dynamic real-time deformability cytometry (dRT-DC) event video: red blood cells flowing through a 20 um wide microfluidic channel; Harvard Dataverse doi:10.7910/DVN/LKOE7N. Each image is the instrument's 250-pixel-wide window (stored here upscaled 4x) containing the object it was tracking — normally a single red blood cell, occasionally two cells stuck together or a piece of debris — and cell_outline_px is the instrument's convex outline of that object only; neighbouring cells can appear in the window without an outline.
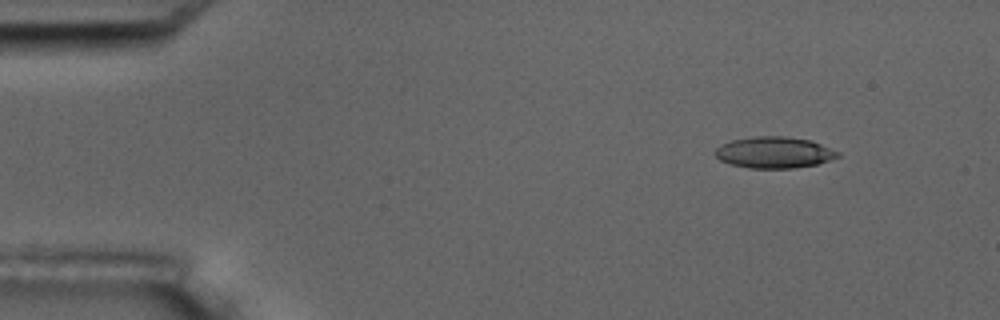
{"species": "common noctule bat (a hibernating species)", "species_latin": "Nyctalus noctula", "temperature_condition": "room temperature", "stored_images_in_passage": 6, "camera_frame_rate_fps": 3000, "um_per_image_px": 0.085, "animal": {"sex": "male", "body_mass_g": 17.5, "forearm_length_mm": 52.3}, "frame": {"image": 1, "passage_image": 1, "time_ms": 0.0, "image_size_px": [1000, 320], "cell_outline_px": [[840, 156], [816, 164], [796, 168], [748, 168], [732, 164], [720, 160], [712, 152], [720, 144], [732, 140], [756, 136], [784, 136], [808, 140], [820, 144], [840, 152]], "centroid_in_image_um": [65.77, 12.96], "position_along_channel_um": 19.2, "area_um2": 22.31}}
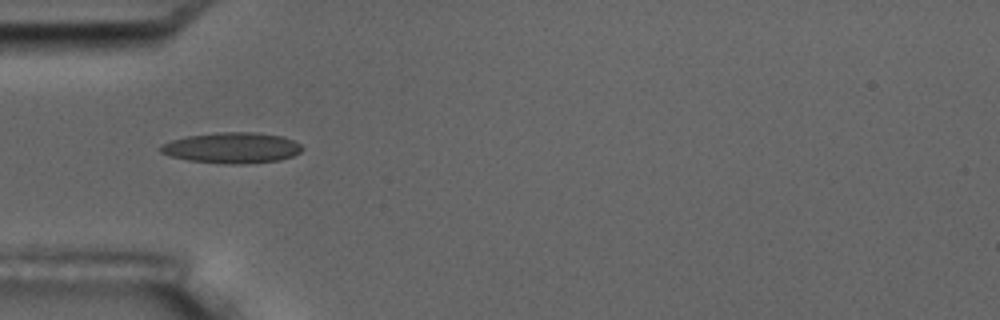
{"frame": {"image": 2, "passage_image": 4, "time_ms": 3.667, "image_size_px": [1000, 320], "cell_outline_px": [[304, 148], [300, 152], [292, 156], [280, 160], [240, 164], [224, 164], [188, 160], [172, 156], [160, 152], [160, 144], [172, 140], [188, 136], [220, 132], [252, 132], [284, 136], [300, 144]], "centroid_in_image_um": [19.73, 12.56], "position_along_channel_um": 65.3, "area_um2": 25.32}}